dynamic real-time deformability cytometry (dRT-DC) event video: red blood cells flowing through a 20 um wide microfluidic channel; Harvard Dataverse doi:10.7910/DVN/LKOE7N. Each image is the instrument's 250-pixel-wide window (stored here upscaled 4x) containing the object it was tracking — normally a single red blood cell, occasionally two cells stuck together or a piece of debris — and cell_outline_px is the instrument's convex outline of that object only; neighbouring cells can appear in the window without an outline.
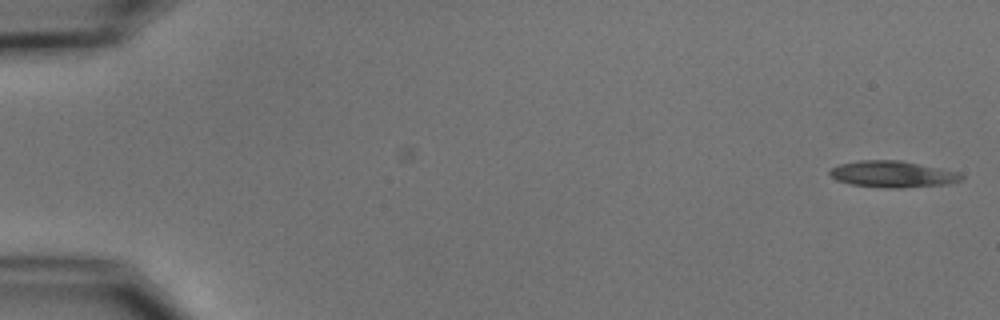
{"species": "common noctule bat (a hibernating species)", "species_latin": "Nyctalus noctula", "temperature_condition": "cold", "stored_images_in_passage": 3, "camera_frame_rate_fps": 3000, "um_per_image_px": 0.085, "animal": {"sex": "male", "body_mass_g": 15.6}, "frame": {"image": 1, "passage_image": 3, "time_ms": 0.667, "image_size_px": [1000, 320], "cell_outline_px": [[964, 176], [960, 180], [948, 184], [900, 188], [892, 188], [852, 184], [836, 180], [828, 172], [832, 168], [840, 164], [860, 160], [900, 160], [960, 172]], "centroid_in_image_um": [75.9, 14.8], "position_along_channel_um": 9.1, "area_um2": 20.11}}